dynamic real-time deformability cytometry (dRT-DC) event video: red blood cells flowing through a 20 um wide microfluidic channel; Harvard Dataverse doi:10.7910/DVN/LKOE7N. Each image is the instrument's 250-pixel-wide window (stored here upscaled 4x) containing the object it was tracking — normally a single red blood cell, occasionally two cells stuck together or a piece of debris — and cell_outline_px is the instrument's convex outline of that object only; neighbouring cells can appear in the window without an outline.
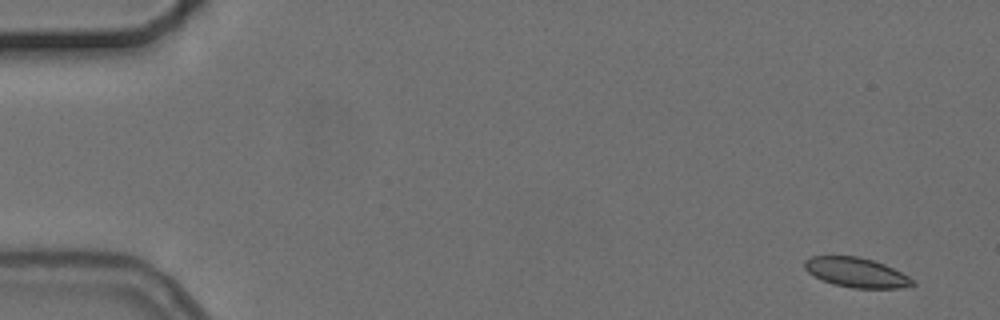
{"species": "common noctule bat (a hibernating species)", "species_latin": "Nyctalus noctula", "temperature_condition": "cold", "stored_images_in_passage": 5, "camera_frame_rate_fps": 3000, "um_per_image_px": 0.085, "animal": {"sex": "female", "body_mass_g": 24.6, "forearm_length_mm": 56.2}, "frame": {"image": 1, "passage_image": 1, "time_ms": 0.0, "image_size_px": [1000, 320], "cell_outline_px": [[916, 284], [900, 288], [852, 288], [832, 284], [808, 272], [804, 268], [804, 260], [812, 256], [860, 256], [884, 264], [916, 280]], "centroid_in_image_um": [72.8, 23.16], "position_along_channel_um": 12.2, "area_um2": 18.61}}
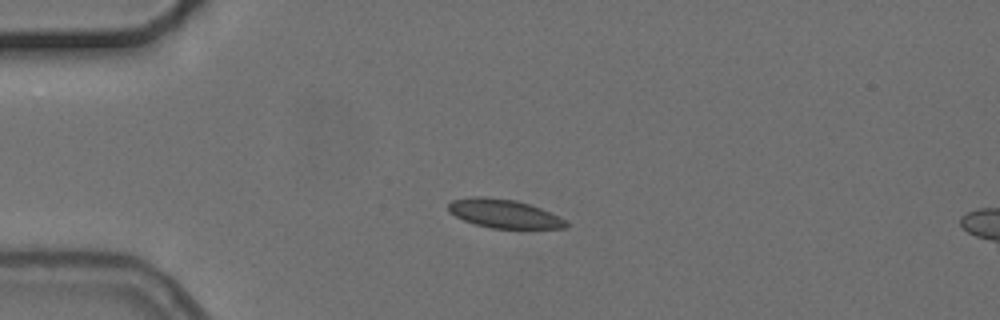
{"frame": {"image": 2, "passage_image": 4, "time_ms": 3.667, "image_size_px": [1000, 320], "cell_outline_px": [[568, 228], [492, 228], [476, 224], [464, 220], [448, 212], [448, 204], [452, 200], [472, 196], [480, 196], [516, 200], [540, 208], [568, 220]], "centroid_in_image_um": [42.84, 18.15], "position_along_channel_um": 42.2, "area_um2": 19.59}}